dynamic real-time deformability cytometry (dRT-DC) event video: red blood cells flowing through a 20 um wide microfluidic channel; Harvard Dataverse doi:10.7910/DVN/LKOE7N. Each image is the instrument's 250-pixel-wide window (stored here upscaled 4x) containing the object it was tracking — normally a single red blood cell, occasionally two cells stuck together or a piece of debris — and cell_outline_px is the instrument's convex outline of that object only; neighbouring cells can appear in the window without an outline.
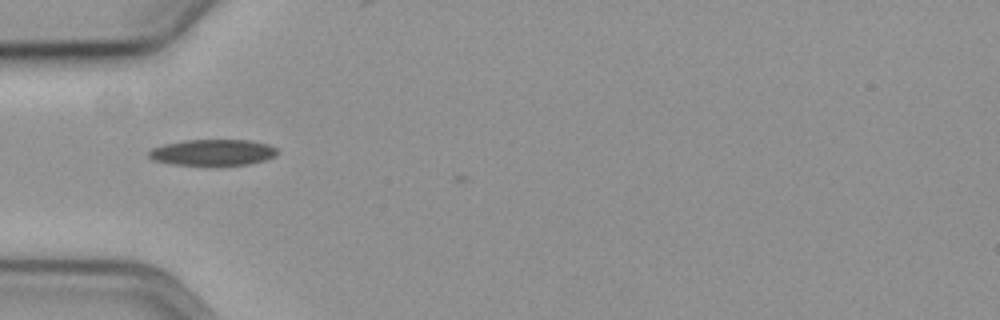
{"species": "common noctule bat (a hibernating species)", "species_latin": "Nyctalus noctula", "temperature_condition": "cold", "stored_images_in_passage": 27, "camera_frame_rate_fps": 3000, "um_per_image_px": 0.085, "animal": {"sex": "female", "body_mass_g": 19.3, "forearm_length_mm": 54.1}, "frame": {"image": 1, "passage_image": 1, "time_ms": 0.0, "image_size_px": [1000, 320], "cell_outline_px": [[276, 156], [264, 160], [248, 164], [172, 164], [152, 160], [148, 156], [148, 152], [152, 148], [164, 144], [184, 140], [252, 140], [268, 144], [276, 148]], "centroid_in_image_um": [18.07, 12.94], "position_along_channel_um": 66.9, "area_um2": 19.31}}
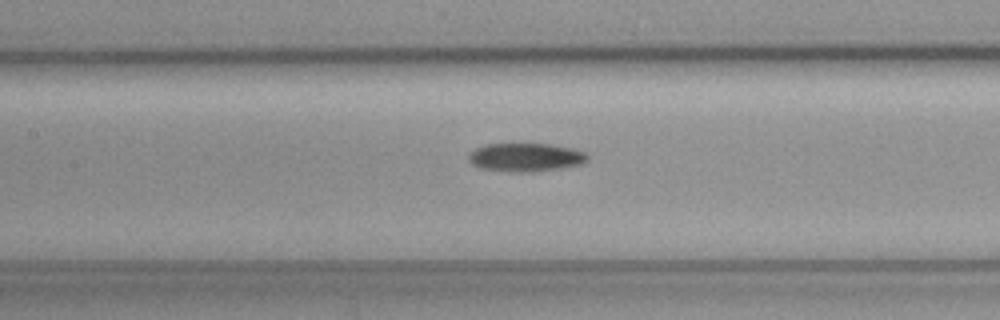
{"frame": {"image": 2, "passage_image": 9, "time_ms": 2.667, "image_size_px": [1000, 320], "cell_outline_px": [[588, 160], [580, 164], [560, 168], [532, 172], [516, 172], [480, 168], [472, 164], [468, 160], [468, 156], [476, 148], [484, 144], [552, 144], [572, 148], [584, 152], [588, 156]], "centroid_in_image_um": [44.67, 13.37], "position_along_channel_um": 162.7, "area_um2": 19.59}}
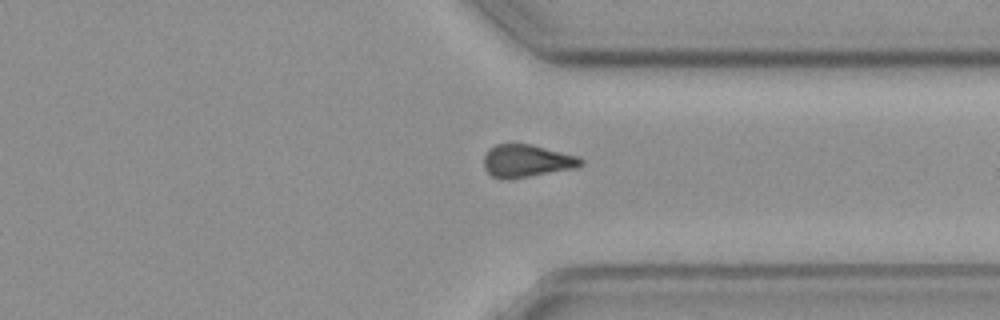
{"frame": {"image": 3, "passage_image": 26, "time_ms": 8.333, "image_size_px": [1000, 320], "cell_outline_px": [[584, 164], [576, 168], [508, 180], [500, 180], [492, 176], [484, 168], [484, 156], [488, 148], [496, 144], [532, 144], [580, 156], [584, 160]], "centroid_in_image_um": [44.79, 13.68], "position_along_channel_um": 366.6, "area_um2": 18.84}}